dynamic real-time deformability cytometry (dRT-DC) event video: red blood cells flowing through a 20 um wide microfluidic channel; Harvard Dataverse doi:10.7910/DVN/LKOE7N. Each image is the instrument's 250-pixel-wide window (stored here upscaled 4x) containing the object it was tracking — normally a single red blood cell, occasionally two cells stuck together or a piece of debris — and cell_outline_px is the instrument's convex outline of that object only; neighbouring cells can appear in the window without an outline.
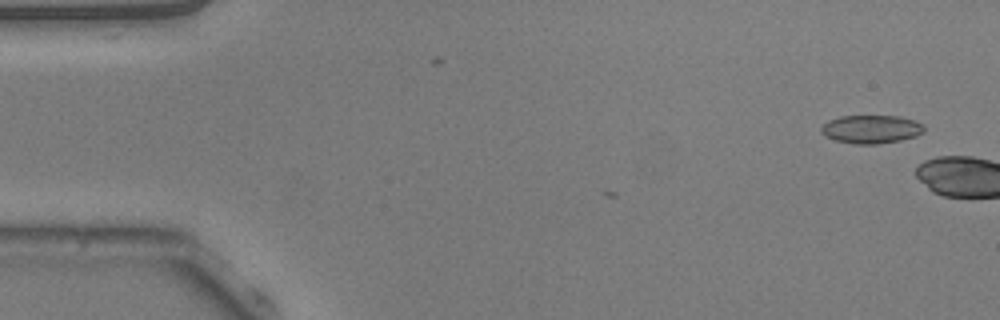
{"species": "common noctule bat (a hibernating species)", "species_latin": "Nyctalus noctula", "temperature_condition": "warm", "stored_images_in_passage": 4, "camera_frame_rate_fps": 3000, "um_per_image_px": 0.085, "animal": {"sex": "male", "body_mass_g": 20.5, "forearm_length_mm": 52.5}, "frame": {"image": 1, "passage_image": 1, "time_ms": 0.0, "image_size_px": [1000, 320], "cell_outline_px": [[924, 132], [916, 136], [900, 140], [876, 144], [856, 144], [836, 140], [824, 136], [820, 132], [820, 128], [828, 120], [840, 116], [900, 116], [924, 124]], "centroid_in_image_um": [74.04, 10.98], "position_along_channel_um": 11.0, "area_um2": 16.99}}